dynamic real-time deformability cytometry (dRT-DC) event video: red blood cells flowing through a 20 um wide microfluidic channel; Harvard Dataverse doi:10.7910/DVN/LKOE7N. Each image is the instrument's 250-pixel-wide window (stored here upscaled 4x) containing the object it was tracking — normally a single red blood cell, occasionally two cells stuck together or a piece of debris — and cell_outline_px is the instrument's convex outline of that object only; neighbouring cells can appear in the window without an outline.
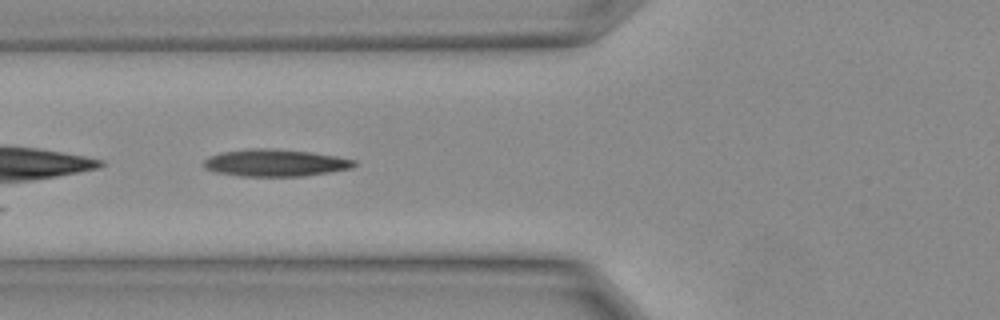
{"species": "Egyptian fruit bat (a non-hibernating species)", "species_latin": "Rousettus aegyptiacus", "temperature_condition": "warm", "stored_images_in_passage": 16, "camera_frame_rate_fps": 3000, "um_per_image_px": 0.085, "animal": {"sex": "female"}, "frame": {"image": 1, "passage_image": 4, "time_ms": 1.0, "image_size_px": [1000, 320], "cell_outline_px": [[356, 164], [352, 168], [304, 176], [240, 176], [212, 172], [204, 168], [204, 160], [208, 156], [220, 152], [244, 148], [268, 148], [312, 152], [336, 156], [356, 160]], "centroid_in_image_um": [23.34, 13.83], "position_along_channel_um": 102.5, "area_um2": 24.04}}
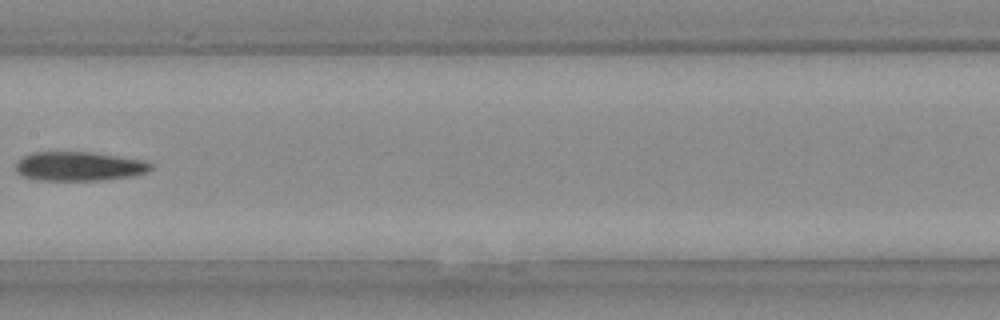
{"frame": {"image": 2, "passage_image": 8, "time_ms": 2.333, "image_size_px": [1000, 320], "cell_outline_px": [[152, 168], [148, 172], [132, 176], [100, 180], [32, 180], [16, 172], [16, 160], [32, 152], [92, 152], [148, 160], [152, 164]], "centroid_in_image_um": [6.74, 14.13], "position_along_channel_um": 200.7, "area_um2": 23.24}}
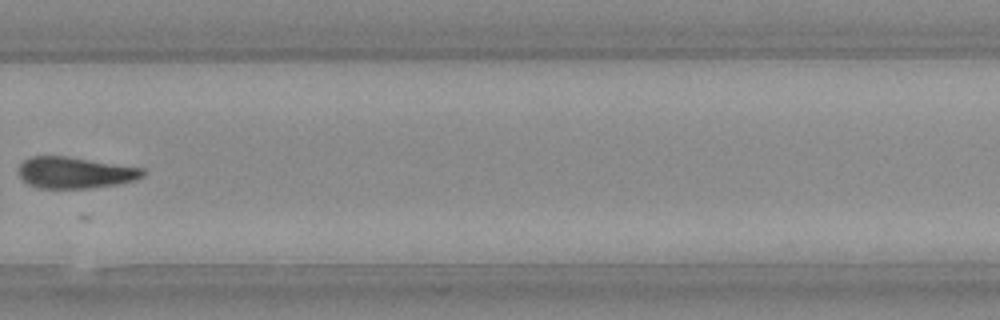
{"frame": {"image": 3, "passage_image": 13, "time_ms": 4.0, "image_size_px": [1000, 320], "cell_outline_px": [[148, 172], [144, 176], [136, 180], [116, 184], [88, 188], [40, 188], [28, 184], [16, 172], [20, 164], [24, 160], [32, 156], [68, 156], [144, 168]], "centroid_in_image_um": [6.4, 14.66], "position_along_channel_um": 323.4, "area_um2": 22.89}}